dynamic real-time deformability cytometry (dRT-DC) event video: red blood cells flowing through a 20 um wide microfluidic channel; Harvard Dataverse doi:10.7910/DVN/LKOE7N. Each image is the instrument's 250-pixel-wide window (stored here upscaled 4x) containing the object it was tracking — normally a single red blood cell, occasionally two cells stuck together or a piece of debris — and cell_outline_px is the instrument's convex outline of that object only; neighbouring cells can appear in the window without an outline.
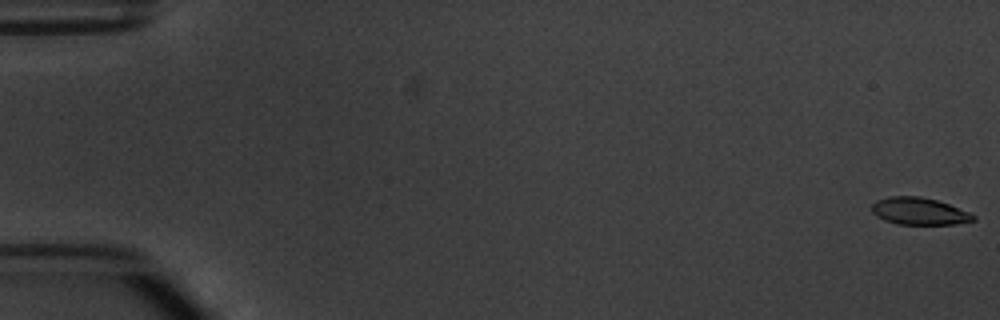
{"species": "common noctule bat (a hibernating species)", "species_latin": "Nyctalus noctula", "temperature_condition": "warm", "stored_images_in_passage": 6, "camera_frame_rate_fps": 3000, "um_per_image_px": 0.085, "animal": {"sex": "male", "body_mass_g": 20.1, "forearm_length_mm": 53.5}, "frame": {"image": 1, "passage_image": 1, "time_ms": 0.0, "image_size_px": [1000, 320], "cell_outline_px": [[976, 220], [956, 224], [896, 224], [884, 220], [876, 216], [872, 212], [872, 204], [876, 200], [888, 196], [920, 196], [936, 200], [948, 204], [968, 212], [976, 216]], "centroid_in_image_um": [78.1, 17.95], "position_along_channel_um": 6.9, "area_um2": 16.07}}
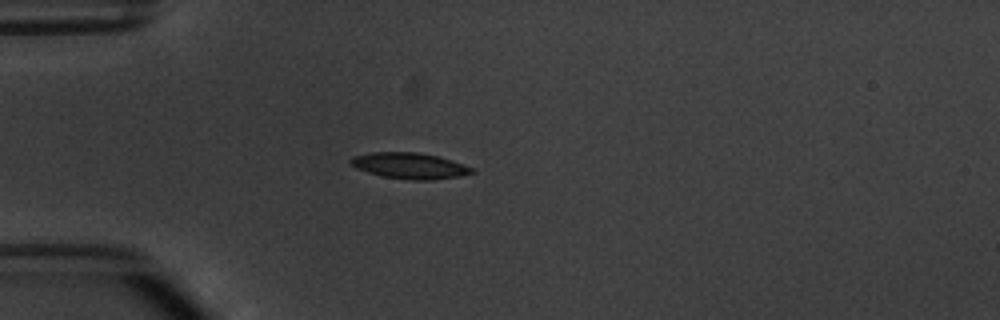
{"frame": {"image": 2, "passage_image": 5, "time_ms": 5.0, "image_size_px": [1000, 320], "cell_outline_px": [[476, 172], [460, 176], [432, 180], [412, 180], [380, 176], [356, 168], [348, 164], [348, 160], [352, 156], [372, 152], [416, 152], [436, 156], [452, 160], [464, 164], [472, 168]], "centroid_in_image_um": [34.78, 14.09], "position_along_channel_um": 50.2, "area_um2": 18.5}}